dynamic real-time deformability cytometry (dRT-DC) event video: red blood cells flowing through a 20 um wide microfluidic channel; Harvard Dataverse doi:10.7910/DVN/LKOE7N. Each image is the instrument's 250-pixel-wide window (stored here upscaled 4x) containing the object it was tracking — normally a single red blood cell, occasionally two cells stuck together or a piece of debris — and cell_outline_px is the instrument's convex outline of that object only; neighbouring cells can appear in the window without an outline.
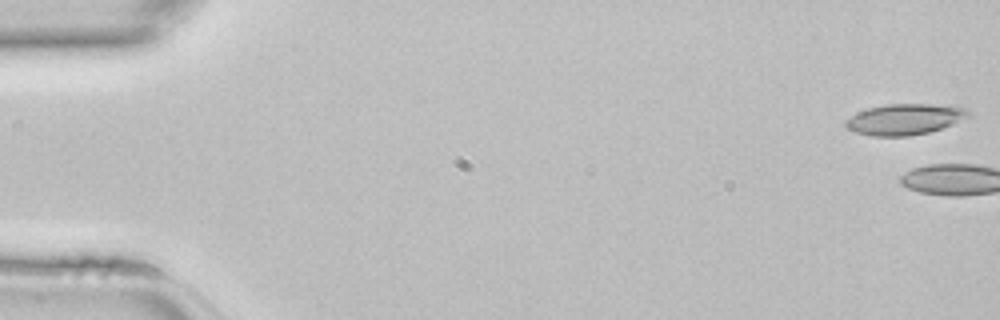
{"species": "common noctule bat (a hibernating species)", "species_latin": "Nyctalus noctula", "temperature_condition": "room temperature", "stored_images_in_passage": 3, "camera_frame_rate_fps": 3000, "um_per_image_px": 0.085, "animal": {"sex": "female", "body_mass_g": 22.7, "forearm_length_mm": 54.2}, "frame": {"image": 1, "passage_image": 1, "time_ms": 0.0, "image_size_px": [1000, 320], "cell_outline_px": [[972, 116], [952, 124], [928, 132], [908, 136], [872, 136], [856, 132], [848, 128], [844, 124], [844, 120], [868, 108], [888, 104], [928, 104], [968, 108]], "centroid_in_image_um": [76.92, 10.14], "position_along_channel_um": 8.1, "area_um2": 21.91}}